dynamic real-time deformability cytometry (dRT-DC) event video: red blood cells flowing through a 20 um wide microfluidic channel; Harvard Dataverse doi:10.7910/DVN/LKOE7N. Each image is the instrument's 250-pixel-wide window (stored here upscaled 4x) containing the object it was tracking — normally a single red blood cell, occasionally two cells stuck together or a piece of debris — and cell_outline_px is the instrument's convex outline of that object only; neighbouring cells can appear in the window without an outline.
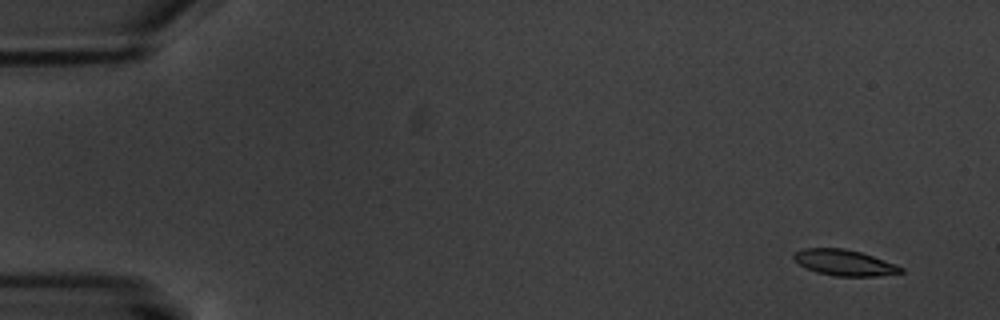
{"species": "common noctule bat (a hibernating species)", "species_latin": "Nyctalus noctula", "temperature_condition": "warm", "stored_images_in_passage": 6, "camera_frame_rate_fps": 3000, "um_per_image_px": 0.085, "animal": {"sex": "male", "body_mass_g": 20.1, "forearm_length_mm": 53.5}, "frame": {"image": 1, "passage_image": 1, "time_ms": 0.0, "image_size_px": [1000, 320], "cell_outline_px": [[904, 272], [880, 276], [836, 276], [816, 272], [800, 264], [792, 256], [796, 252], [804, 248], [844, 248], [860, 252], [896, 264], [904, 268]], "centroid_in_image_um": [71.81, 22.33], "position_along_channel_um": 13.2, "area_um2": 16.01}}
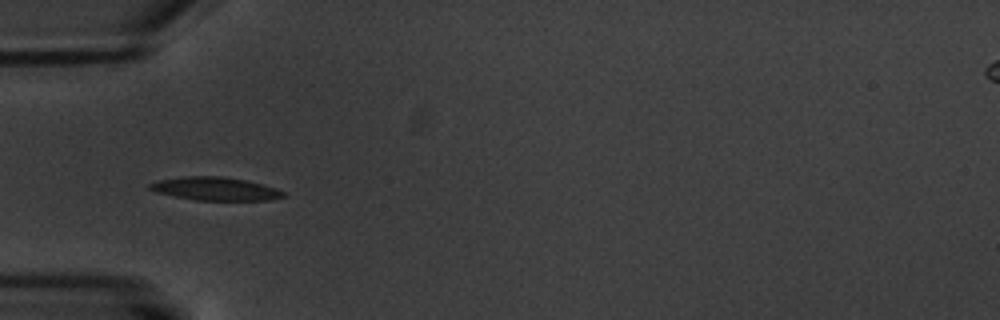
{"frame": {"image": 2, "passage_image": 5, "time_ms": 5.333, "image_size_px": [1000, 320], "cell_outline_px": [[284, 196], [268, 200], [196, 200], [156, 192], [148, 188], [148, 184], [160, 180], [184, 176], [224, 176], [244, 180], [276, 188], [284, 192]], "centroid_in_image_um": [18.27, 16.04], "position_along_channel_um": 66.7, "area_um2": 17.8}}